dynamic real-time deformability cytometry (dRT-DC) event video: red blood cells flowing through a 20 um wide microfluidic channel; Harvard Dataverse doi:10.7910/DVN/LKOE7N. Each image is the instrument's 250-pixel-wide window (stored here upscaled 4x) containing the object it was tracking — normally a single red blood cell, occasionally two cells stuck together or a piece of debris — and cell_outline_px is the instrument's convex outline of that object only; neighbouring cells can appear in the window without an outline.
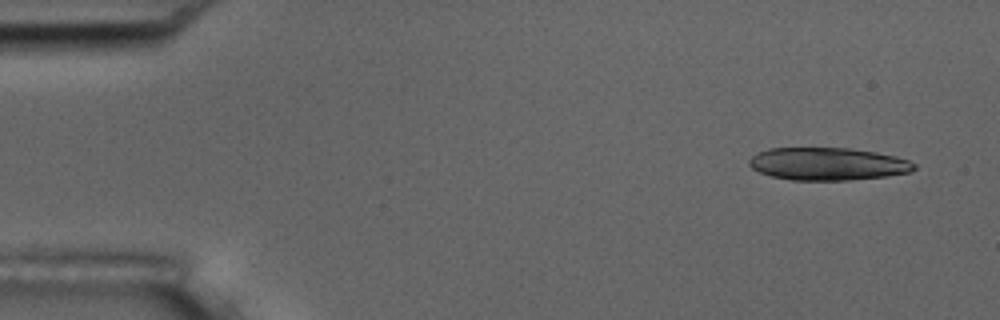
{"species": "common noctule bat (a hibernating species)", "species_latin": "Nyctalus noctula", "temperature_condition": "room temperature", "stored_images_in_passage": 6, "segment_of_instrument_passage": [2, 2], "camera_frame_rate_fps": 3000, "um_per_image_px": 0.085, "animal": {"sex": "male", "body_mass_g": 17.5, "forearm_length_mm": 52.3}, "frame": {"image": 1, "passage_image": 6, "time_ms": 6.0, "image_size_px": [1000, 320], "cell_outline_px": [[916, 168], [912, 172], [884, 176], [848, 180], [792, 180], [772, 176], [760, 172], [752, 168], [748, 164], [748, 160], [756, 152], [768, 148], [848, 148], [876, 152], [896, 156], [908, 160], [916, 164]], "centroid_in_image_um": [70.35, 13.93], "position_along_channel_um": 14.7, "area_um2": 31.44}}